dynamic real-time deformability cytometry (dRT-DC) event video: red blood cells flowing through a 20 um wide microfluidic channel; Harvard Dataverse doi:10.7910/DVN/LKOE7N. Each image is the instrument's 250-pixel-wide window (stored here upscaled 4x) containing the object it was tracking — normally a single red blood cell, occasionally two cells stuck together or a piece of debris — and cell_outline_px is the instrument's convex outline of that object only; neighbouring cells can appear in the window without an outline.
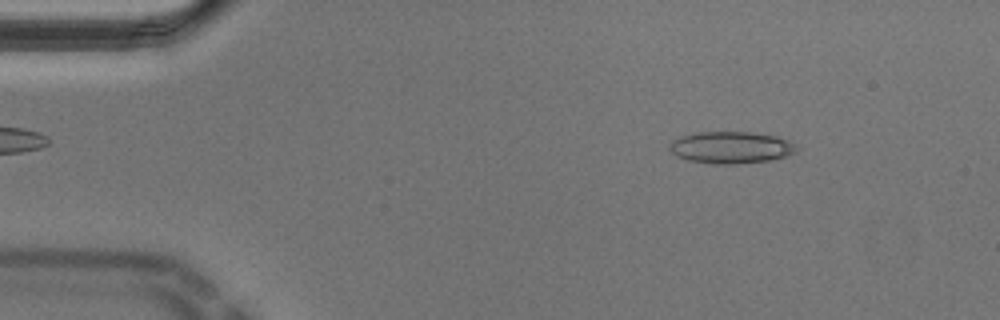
{"species": "Egyptian fruit bat (a non-hibernating species)", "species_latin": "Rousettus aegyptiacus", "temperature_condition": "cold", "stored_images_in_passage": 48, "camera_frame_rate_fps": 3000, "um_per_image_px": 0.085, "animal": {"sex": "male"}, "frame": {"image": 1, "passage_image": 1, "time_ms": 0.0, "image_size_px": [1000, 320], "cell_outline_px": [[796, 152], [784, 156], [768, 160], [736, 164], [712, 164], [688, 160], [676, 156], [668, 148], [668, 144], [672, 140], [680, 136], [700, 132], [752, 132], [776, 136], [788, 140], [796, 144]], "centroid_in_image_um": [62.09, 12.53], "position_along_channel_um": 22.9, "area_um2": 23.64}, "authors_computed_cell_mechanics": {"area_um2": 23.0333, "velocity_mm_per_s": 3.6874, "shape_relaxation_time_tau1_ms": null, "shape_relaxation_time_tau2_ms": 3.0015, "deformation_change_tau1": null, "deformation_change_tau2": 0.1092}}